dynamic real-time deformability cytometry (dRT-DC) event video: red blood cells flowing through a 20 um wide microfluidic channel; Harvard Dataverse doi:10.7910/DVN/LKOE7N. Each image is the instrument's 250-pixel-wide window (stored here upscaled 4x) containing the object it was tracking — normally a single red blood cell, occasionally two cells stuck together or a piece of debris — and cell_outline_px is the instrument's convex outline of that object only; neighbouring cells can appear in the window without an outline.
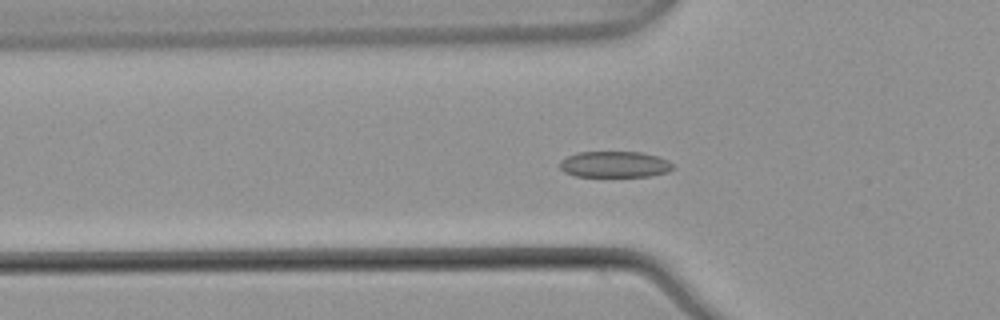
{"species": "common noctule bat (a hibernating species)", "species_latin": "Nyctalus noctula", "temperature_condition": "warm", "stored_images_in_passage": 55, "segment_of_instrument_passage": [1, 2], "camera_frame_rate_fps": 3000, "um_per_image_px": 0.085, "animal": {"sex": "male", "body_mass_g": 21.5, "forearm_length_mm": 52.0}, "frame": {"image": 1, "passage_image": 19, "time_ms": 6.0, "image_size_px": [1000, 320], "cell_outline_px": [[676, 168], [668, 172], [648, 176], [576, 176], [564, 172], [560, 168], [560, 160], [576, 152], [640, 152], [656, 156], [668, 160]], "centroid_in_image_um": [52.25, 13.97], "position_along_channel_um": 73.6, "area_um2": 17.22}}
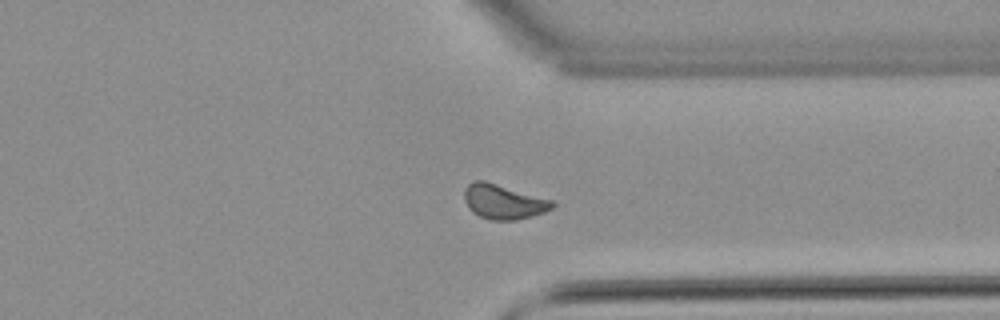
{"frame": {"image": 2, "passage_image": 42, "time_ms": 13.667, "image_size_px": [1000, 320], "cell_outline_px": [[556, 204], [552, 208], [544, 212], [532, 216], [516, 220], [492, 220], [480, 216], [472, 212], [468, 208], [464, 200], [464, 188], [472, 180], [484, 180], [556, 200]], "centroid_in_image_um": [42.81, 17.13], "position_along_channel_um": 368.6, "area_um2": 18.15}}
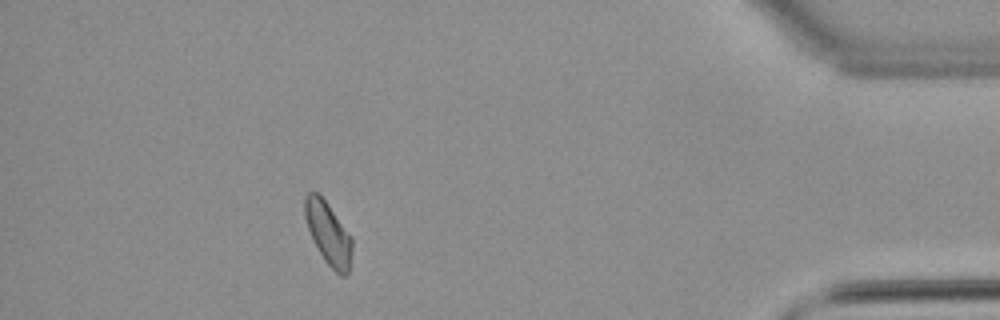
{"frame": {"image": 3, "passage_image": 49, "time_ms": 16.0, "image_size_px": [1000, 320], "cell_outline_px": [[352, 248], [348, 272], [344, 276], [340, 276], [324, 260], [308, 228], [304, 216], [304, 196], [308, 192], [316, 192], [328, 204], [352, 236]], "centroid_in_image_um": [27.91, 19.81], "position_along_channel_um": 407.3, "area_um2": 16.99}}